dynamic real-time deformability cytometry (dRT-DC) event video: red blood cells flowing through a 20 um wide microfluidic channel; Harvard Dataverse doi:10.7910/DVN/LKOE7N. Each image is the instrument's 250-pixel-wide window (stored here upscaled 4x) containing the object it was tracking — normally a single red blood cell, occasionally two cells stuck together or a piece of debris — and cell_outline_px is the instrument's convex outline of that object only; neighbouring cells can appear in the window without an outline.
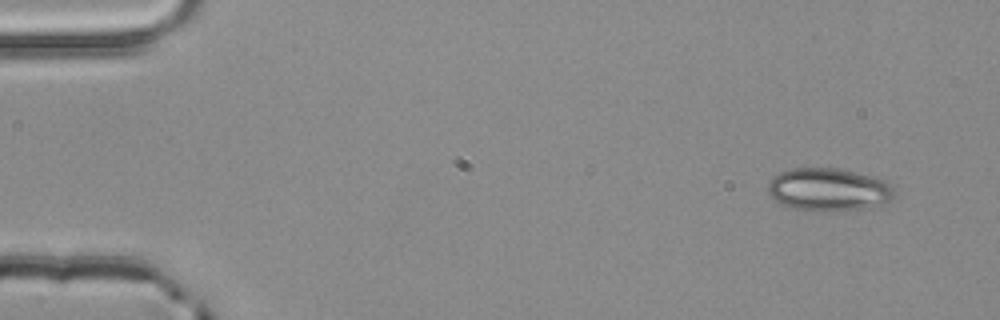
{"species": "common noctule bat (a hibernating species)", "species_latin": "Nyctalus noctula", "temperature_condition": "room temperature", "stored_images_in_passage": 4, "camera_frame_rate_fps": 3000, "um_per_image_px": 0.085, "animal": {"sex": "male", "body_mass_g": 20.4}, "frame": {"image": 1, "passage_image": 1, "time_ms": 0.0, "image_size_px": [1000, 320], "cell_outline_px": [[896, 192], [884, 204], [868, 208], [840, 212], [808, 212], [792, 208], [780, 204], [768, 192], [768, 180], [772, 176], [780, 172], [792, 168], [836, 168], [876, 176], [892, 184], [896, 188]], "centroid_in_image_um": [70.45, 16.14], "position_along_channel_um": 14.6, "area_um2": 32.54}}